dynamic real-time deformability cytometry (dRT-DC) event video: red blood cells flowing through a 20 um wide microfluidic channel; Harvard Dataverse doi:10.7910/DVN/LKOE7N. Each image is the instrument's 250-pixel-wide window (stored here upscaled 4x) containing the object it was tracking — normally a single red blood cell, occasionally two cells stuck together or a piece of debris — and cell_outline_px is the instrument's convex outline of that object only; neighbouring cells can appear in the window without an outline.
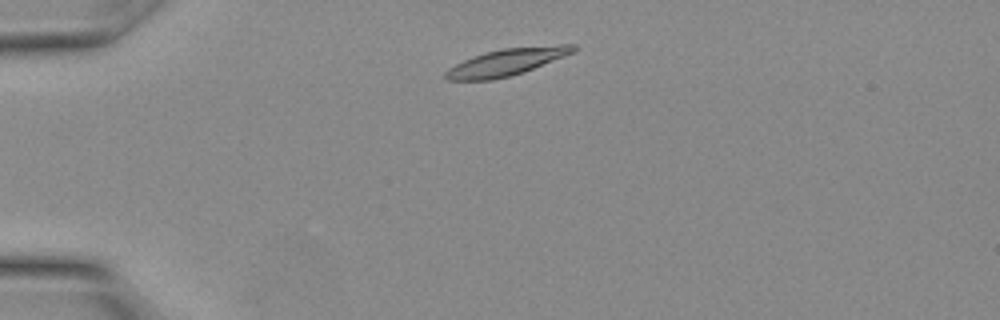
{"species": "Egyptian fruit bat (a non-hibernating species)", "species_latin": "Rousettus aegyptiacus", "temperature_condition": "warm", "stored_images_in_passage": 16, "camera_frame_rate_fps": 3000, "um_per_image_px": 0.085, "animal": {"sex": "female"}, "frame": {"image": 1, "passage_image": 3, "time_ms": 0.667, "image_size_px": [1000, 320], "cell_outline_px": [[580, 48], [564, 56], [524, 72], [512, 76], [492, 80], [448, 80], [444, 76], [444, 72], [448, 68], [472, 56], [484, 52], [504, 48], [560, 44], [576, 44]], "centroid_in_image_um": [43.07, 5.27], "position_along_channel_um": 41.9, "area_um2": 20.17}}
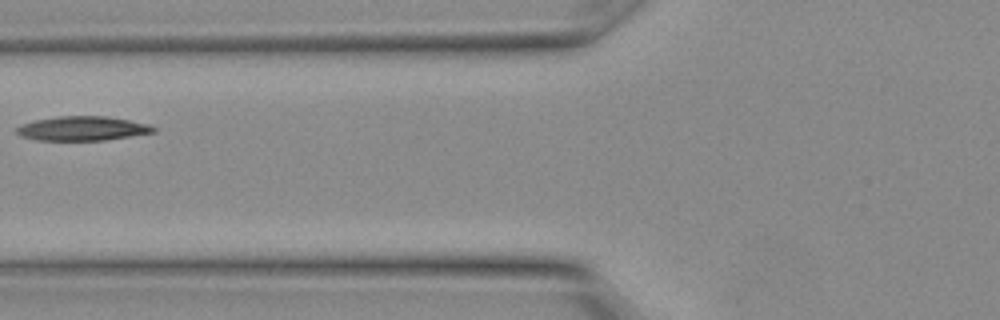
{"frame": {"image": 2, "passage_image": 8, "time_ms": 2.333, "image_size_px": [1000, 320], "cell_outline_px": [[156, 132], [104, 140], [36, 140], [20, 136], [16, 132], [16, 128], [24, 124], [36, 120], [56, 116], [108, 116], [148, 124], [156, 128]], "centroid_in_image_um": [7.01, 10.92], "position_along_channel_um": 118.8, "area_um2": 19.25}}
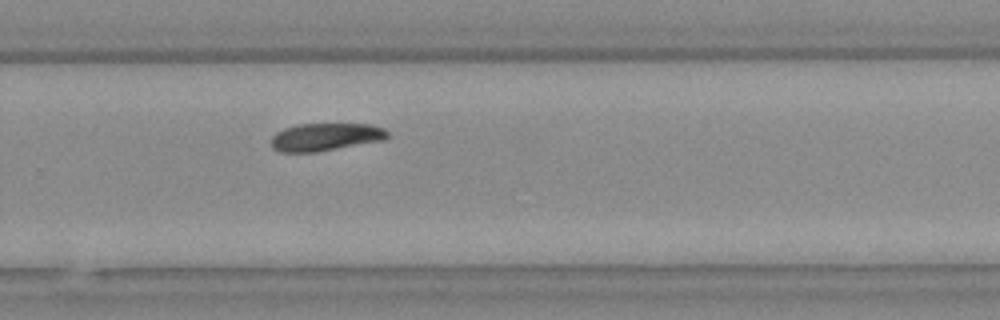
{"frame": {"image": 3, "passage_image": 16, "time_ms": 5.0, "image_size_px": [1000, 320], "cell_outline_px": [[388, 136], [384, 140], [316, 152], [280, 152], [272, 148], [272, 136], [276, 132], [284, 128], [296, 124], [368, 124], [384, 128], [388, 132]], "centroid_in_image_um": [27.65, 11.64], "position_along_channel_um": 302.2, "area_um2": 18.79}}